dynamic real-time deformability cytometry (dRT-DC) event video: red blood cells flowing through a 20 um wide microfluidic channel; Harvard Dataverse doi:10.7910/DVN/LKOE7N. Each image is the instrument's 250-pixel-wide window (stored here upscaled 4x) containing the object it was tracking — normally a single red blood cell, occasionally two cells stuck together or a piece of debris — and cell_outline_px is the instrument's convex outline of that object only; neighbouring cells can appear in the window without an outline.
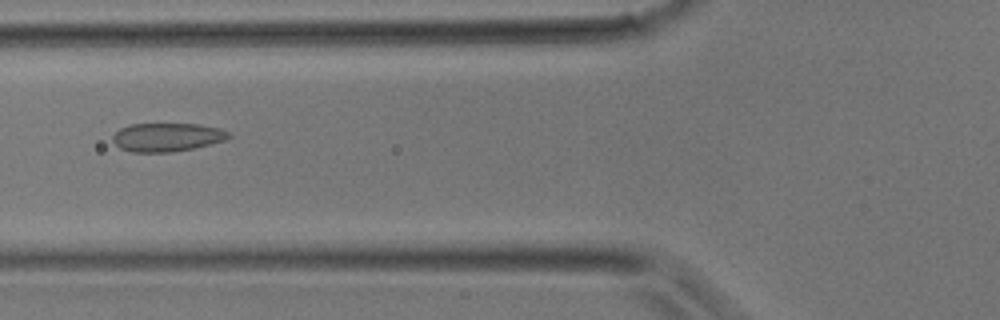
{"species": "common noctule bat (a hibernating species)", "species_latin": "Nyctalus noctula", "temperature_condition": "room temperature", "stored_images_in_passage": 29, "camera_frame_rate_fps": 3000, "um_per_image_px": 0.085, "animal": {"sex": "male", "body_mass_g": 17.9}, "frame": {"image": 1, "passage_image": 4, "time_ms": 1.0, "image_size_px": [1000, 320], "cell_outline_px": [[232, 136], [224, 140], [192, 148], [172, 152], [132, 152], [120, 148], [112, 140], [112, 136], [120, 128], [128, 124], [200, 124], [220, 128], [228, 132]], "centroid_in_image_um": [14.17, 11.65], "position_along_channel_um": 111.6, "area_um2": 19.19}}
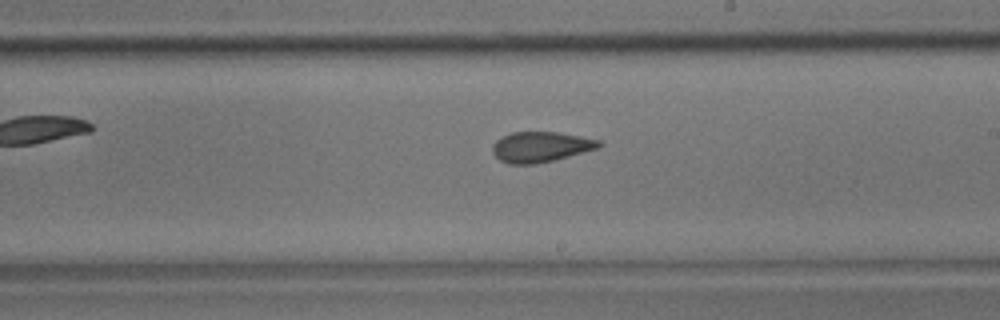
{"frame": {"image": 2, "passage_image": 12, "time_ms": 3.667, "image_size_px": [1000, 320], "cell_outline_px": [[604, 144], [600, 148], [536, 164], [508, 164], [500, 160], [492, 152], [492, 144], [496, 140], [512, 132], [556, 132], [580, 136], [600, 140]], "centroid_in_image_um": [45.97, 12.48], "position_along_channel_um": 243.0, "area_um2": 18.84}}
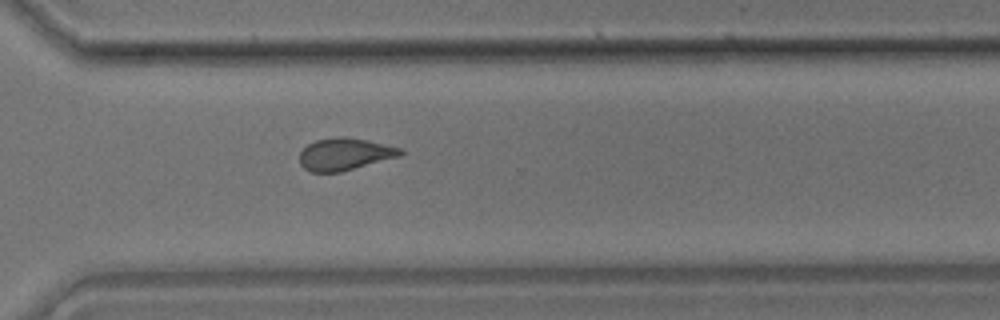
{"frame": {"image": 3, "passage_image": 18, "time_ms": 5.667, "image_size_px": [1000, 320], "cell_outline_px": [[404, 152], [400, 156], [340, 172], [312, 172], [304, 168], [300, 164], [300, 152], [308, 144], [316, 140], [336, 136], [344, 136], [364, 140], [400, 148]], "centroid_in_image_um": [29.27, 13.1], "position_along_channel_um": 341.3, "area_um2": 18.67}}